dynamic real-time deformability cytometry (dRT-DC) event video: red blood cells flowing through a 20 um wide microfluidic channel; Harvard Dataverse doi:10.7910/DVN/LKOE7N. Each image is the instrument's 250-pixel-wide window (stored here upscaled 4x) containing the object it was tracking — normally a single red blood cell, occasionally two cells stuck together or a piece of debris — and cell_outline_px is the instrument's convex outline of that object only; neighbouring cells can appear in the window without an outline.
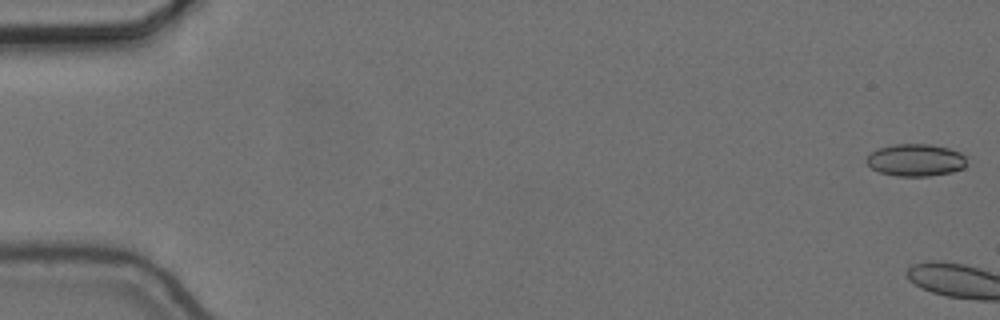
{"species": "common noctule bat (a hibernating species)", "species_latin": "Nyctalus noctula", "temperature_condition": "cold", "stored_images_in_passage": 7, "camera_frame_rate_fps": 3000, "um_per_image_px": 0.085, "animal": {"sex": "female", "body_mass_g": 24.6, "forearm_length_mm": 56.2}, "frame": {"image": 1, "passage_image": 1, "time_ms": 0.0, "image_size_px": [1000, 320], "cell_outline_px": [[968, 164], [964, 168], [952, 172], [928, 176], [896, 176], [880, 172], [872, 168], [864, 160], [876, 148], [892, 144], [928, 144], [948, 148], [960, 152], [964, 156]], "centroid_in_image_um": [77.83, 13.6], "position_along_channel_um": 7.2, "area_um2": 18.96}}